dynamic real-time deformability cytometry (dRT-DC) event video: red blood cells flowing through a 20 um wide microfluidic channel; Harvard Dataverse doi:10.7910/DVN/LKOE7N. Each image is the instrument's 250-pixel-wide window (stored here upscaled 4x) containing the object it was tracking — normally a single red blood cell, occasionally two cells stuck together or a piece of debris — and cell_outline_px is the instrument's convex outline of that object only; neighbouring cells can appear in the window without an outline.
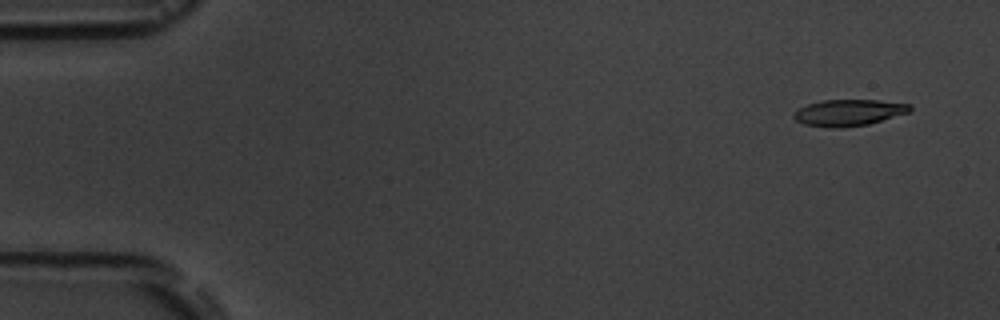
{"species": "common noctule bat (a hibernating species)", "species_latin": "Nyctalus noctula", "temperature_condition": "room temperature", "stored_images_in_passage": 6, "camera_frame_rate_fps": 3000, "um_per_image_px": 0.085, "animal": {"sex": "male", "body_mass_g": 19.5, "forearm_length_mm": 54.6}, "frame": {"image": 1, "passage_image": 1, "time_ms": 0.0, "image_size_px": [1000, 320], "cell_outline_px": [[912, 112], [868, 124], [840, 128], [832, 128], [804, 124], [796, 120], [792, 116], [792, 112], [796, 108], [808, 104], [824, 100], [876, 100], [912, 104]], "centroid_in_image_um": [72.14, 9.57], "position_along_channel_um": 12.9, "area_um2": 18.09}}
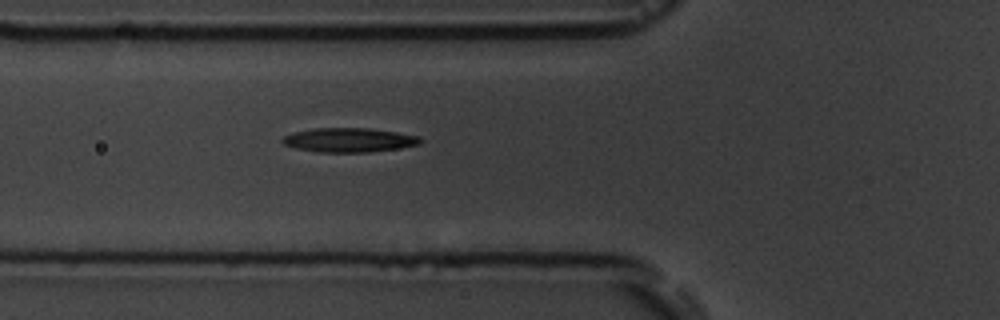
{"frame": {"image": 2, "passage_image": 6, "time_ms": 5.667, "image_size_px": [1000, 320], "cell_outline_px": [[424, 140], [420, 144], [400, 148], [368, 152], [320, 152], [296, 148], [284, 144], [280, 140], [284, 136], [292, 132], [312, 128], [368, 128], [396, 132], [420, 136]], "centroid_in_image_um": [29.68, 11.89], "position_along_channel_um": 96.1, "area_um2": 19.54}}